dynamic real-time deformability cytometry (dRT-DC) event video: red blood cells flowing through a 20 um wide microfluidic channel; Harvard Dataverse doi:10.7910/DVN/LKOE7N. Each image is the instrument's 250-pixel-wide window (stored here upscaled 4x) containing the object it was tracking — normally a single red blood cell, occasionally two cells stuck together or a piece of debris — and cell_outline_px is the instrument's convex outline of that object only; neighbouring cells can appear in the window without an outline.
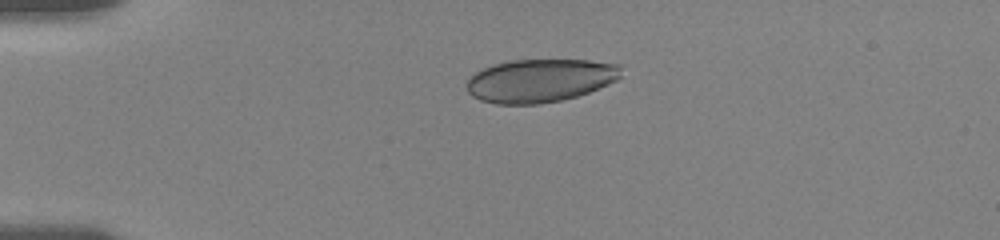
{"species": "human", "species_latin": "Homo sapiens", "temperature_condition": "room temperature", "stored_images_in_passage": 43, "camera_frame_rate_fps": 3000, "um_per_image_px": 0.085, "donor": {"sex": "female"}, "frame": {"image": 1, "passage_image": 1, "time_ms": 0.0, "image_size_px": [1000, 240], "cell_outline_px": [[624, 64], [620, 76], [616, 80], [608, 84], [588, 92], [576, 96], [560, 100], [540, 104], [496, 104], [480, 100], [472, 96], [468, 92], [468, 76], [492, 64], [512, 60], [588, 60]], "centroid_in_image_um": [45.92, 6.83], "position_along_channel_um": 39.1, "area_um2": 39.02}}
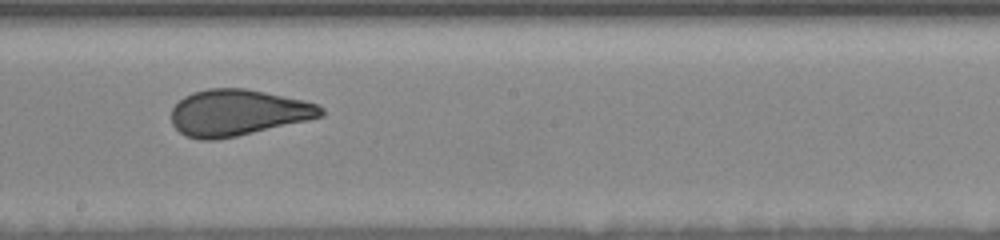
{"frame": {"image": 2, "passage_image": 20, "time_ms": 6.333, "image_size_px": [1000, 240], "cell_outline_px": [[324, 116], [308, 120], [236, 136], [216, 140], [200, 140], [184, 136], [172, 124], [172, 108], [184, 96], [192, 92], [208, 88], [244, 88], [304, 100], [316, 104], [324, 108]], "centroid_in_image_um": [20.2, 9.58], "position_along_channel_um": 228.0, "area_um2": 40.29}}
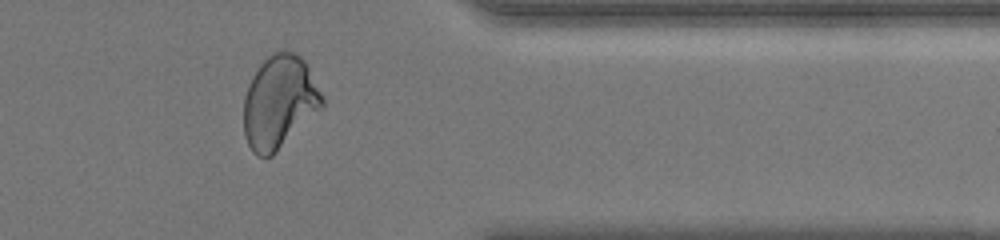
{"frame": {"image": 3, "passage_image": 34, "time_ms": 11.0, "image_size_px": [1000, 240], "cell_outline_px": [[324, 104], [272, 156], [256, 156], [252, 152], [244, 136], [244, 96], [252, 76], [260, 64], [272, 52], [292, 52], [300, 56], [308, 64], [324, 100]], "centroid_in_image_um": [23.71, 8.67], "position_along_channel_um": 387.7, "area_um2": 42.02}, "authors_computed_cell_mechanics": {"area_um2": 40.8646, "velocity_mm_per_s": 3.6255, "shape_relaxation_time_tau1_ms": 8.2052, "shape_relaxation_time_tau2_ms": 0.8167, "deformation_change_tau1": 0.1972, "deformation_change_tau2": 0.056}}